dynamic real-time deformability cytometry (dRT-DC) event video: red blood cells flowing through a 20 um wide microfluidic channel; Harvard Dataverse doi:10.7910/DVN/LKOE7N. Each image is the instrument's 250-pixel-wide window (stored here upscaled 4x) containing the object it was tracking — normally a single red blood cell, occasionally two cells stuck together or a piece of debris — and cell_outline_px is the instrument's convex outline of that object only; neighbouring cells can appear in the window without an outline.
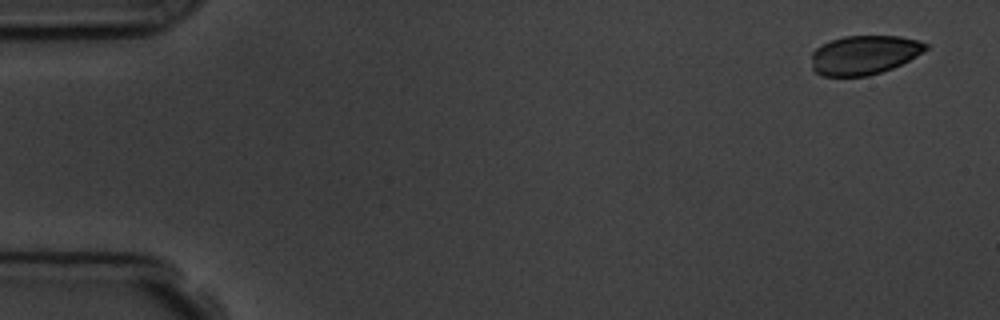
{"species": "common noctule bat (a hibernating species)", "species_latin": "Nyctalus noctula", "temperature_condition": "room temperature", "stored_images_in_passage": 8, "camera_frame_rate_fps": 3000, "um_per_image_px": 0.085, "animal": {"sex": "male", "body_mass_g": 19.5, "forearm_length_mm": 54.6}, "frame": {"image": 1, "passage_image": 1, "time_ms": 0.0, "image_size_px": [1000, 320], "cell_outline_px": [[928, 48], [908, 60], [892, 68], [868, 76], [820, 76], [812, 68], [812, 52], [820, 44], [844, 36], [900, 36], [916, 40], [928, 44]], "centroid_in_image_um": [73.41, 4.67], "position_along_channel_um": 11.6, "area_um2": 25.89}}
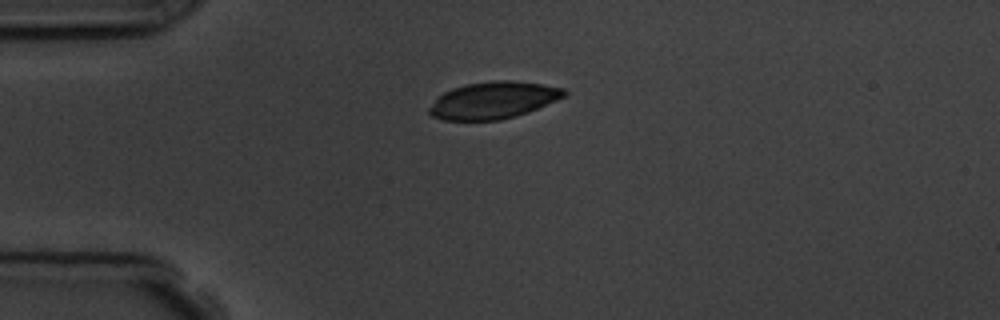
{"frame": {"image": 2, "passage_image": 4, "time_ms": 3.667, "image_size_px": [1000, 320], "cell_outline_px": [[568, 92], [564, 96], [556, 100], [528, 112], [516, 116], [500, 120], [444, 120], [432, 116], [428, 112], [428, 108], [436, 96], [452, 88], [464, 84], [492, 80], [512, 80], [544, 84], [564, 88]], "centroid_in_image_um": [41.9, 8.51], "position_along_channel_um": 43.1, "area_um2": 29.3}}